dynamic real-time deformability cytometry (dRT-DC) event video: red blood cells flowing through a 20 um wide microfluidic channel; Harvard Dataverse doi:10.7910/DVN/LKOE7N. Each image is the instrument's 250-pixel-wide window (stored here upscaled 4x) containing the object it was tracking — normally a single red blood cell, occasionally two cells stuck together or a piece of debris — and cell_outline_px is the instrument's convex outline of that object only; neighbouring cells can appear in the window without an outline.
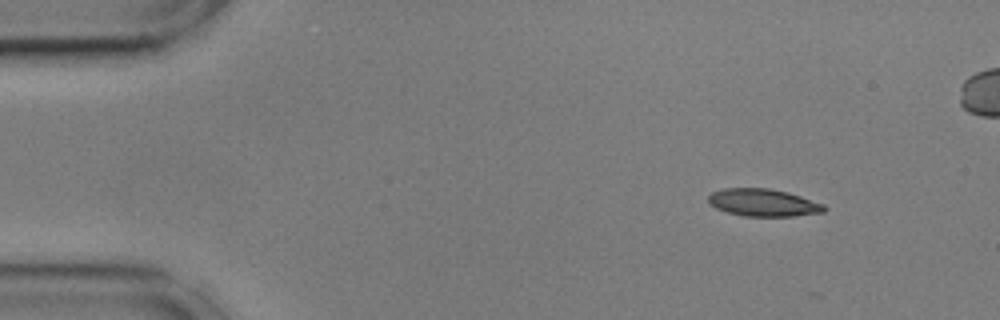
{"species": "common noctule bat (a hibernating species)", "species_latin": "Nyctalus noctula", "temperature_condition": "cold", "stored_images_in_passage": 2, "camera_frame_rate_fps": 3000, "um_per_image_px": 0.085, "animal": {"sex": "male", "body_mass_g": 17.9, "forearm_length_mm": 54.2}, "frame": {"image": 1, "passage_image": 1, "time_ms": 0.0, "image_size_px": [1000, 320], "cell_outline_px": [[828, 208], [824, 212], [792, 216], [744, 216], [728, 212], [716, 208], [708, 204], [708, 196], [712, 192], [724, 188], [768, 188], [788, 192], [824, 204]], "centroid_in_image_um": [64.87, 17.22], "position_along_channel_um": 20.1, "area_um2": 18.55}}